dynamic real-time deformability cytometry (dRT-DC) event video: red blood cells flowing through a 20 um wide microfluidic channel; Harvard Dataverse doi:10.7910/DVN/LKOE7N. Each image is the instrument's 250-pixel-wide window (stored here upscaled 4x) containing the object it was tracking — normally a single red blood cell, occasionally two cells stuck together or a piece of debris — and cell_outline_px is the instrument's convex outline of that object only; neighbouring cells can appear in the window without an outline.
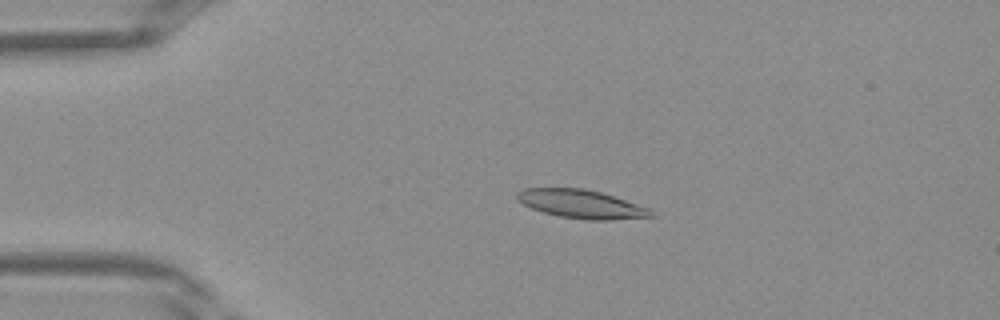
{"species": "Egyptian fruit bat (a non-hibernating species)", "species_latin": "Rousettus aegyptiacus", "temperature_condition": "warm", "stored_images_in_passage": 25, "camera_frame_rate_fps": 3000, "um_per_image_px": 0.085, "frame": {"image": 1, "passage_image": 9, "time_ms": 2.667, "image_size_px": [1000, 320], "cell_outline_px": [[656, 216], [608, 220], [588, 220], [560, 216], [544, 212], [532, 208], [516, 200], [516, 192], [524, 188], [584, 188], [600, 192], [652, 208]], "centroid_in_image_um": [49.44, 17.34], "position_along_channel_um": 35.6, "area_um2": 22.31}}
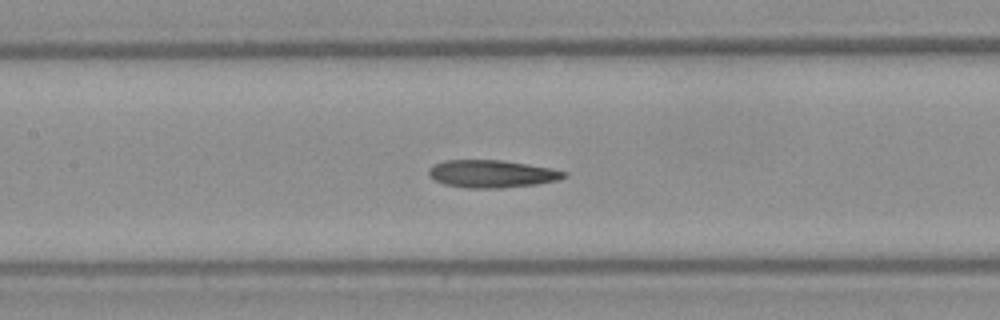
{"frame": {"image": 2, "passage_image": 19, "time_ms": 6.0, "image_size_px": [1000, 320], "cell_outline_px": [[568, 176], [556, 180], [536, 184], [500, 188], [468, 188], [444, 184], [428, 176], [428, 168], [444, 160], [504, 160], [552, 168], [568, 172]], "centroid_in_image_um": [41.81, 14.77], "position_along_channel_um": 165.6, "area_um2": 21.79}}
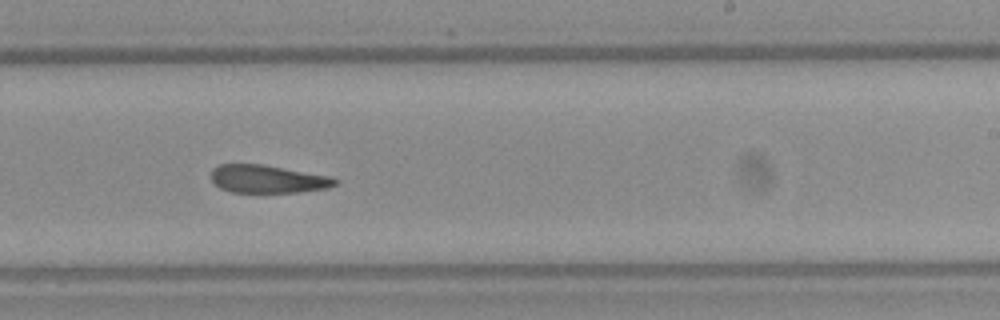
{"frame": {"image": 3, "passage_image": 25, "time_ms": 8.0, "image_size_px": [1000, 320], "cell_outline_px": [[340, 184], [328, 188], [300, 192], [232, 192], [220, 188], [212, 180], [212, 168], [220, 164], [260, 164], [332, 176], [340, 180]], "centroid_in_image_um": [22.82, 15.22], "position_along_channel_um": 266.2, "area_um2": 20.29}}